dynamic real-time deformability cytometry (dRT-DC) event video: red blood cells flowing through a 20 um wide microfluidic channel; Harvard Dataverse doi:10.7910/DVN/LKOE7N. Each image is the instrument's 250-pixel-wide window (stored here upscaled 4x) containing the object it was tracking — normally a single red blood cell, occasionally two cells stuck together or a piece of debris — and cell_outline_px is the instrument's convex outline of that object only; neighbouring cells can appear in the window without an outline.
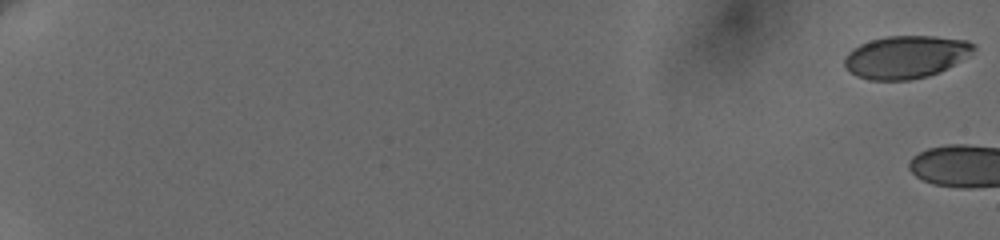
{"species": "human", "species_latin": "Homo sapiens", "temperature_condition": "cold", "stored_images_in_passage": 13, "camera_frame_rate_fps": 3000, "um_per_image_px": 0.085, "donor": {"sex": "female"}, "frame": {"image": 1, "passage_image": 1, "time_ms": 0.0, "image_size_px": [1000, 240], "cell_outline_px": [[976, 48], [972, 52], [960, 60], [940, 72], [928, 76], [908, 80], [868, 80], [856, 76], [844, 68], [844, 56], [852, 48], [860, 44], [872, 40], [888, 36], [932, 36], [968, 40], [976, 44]], "centroid_in_image_um": [76.96, 4.84], "position_along_channel_um": 8.0, "area_um2": 32.19}}